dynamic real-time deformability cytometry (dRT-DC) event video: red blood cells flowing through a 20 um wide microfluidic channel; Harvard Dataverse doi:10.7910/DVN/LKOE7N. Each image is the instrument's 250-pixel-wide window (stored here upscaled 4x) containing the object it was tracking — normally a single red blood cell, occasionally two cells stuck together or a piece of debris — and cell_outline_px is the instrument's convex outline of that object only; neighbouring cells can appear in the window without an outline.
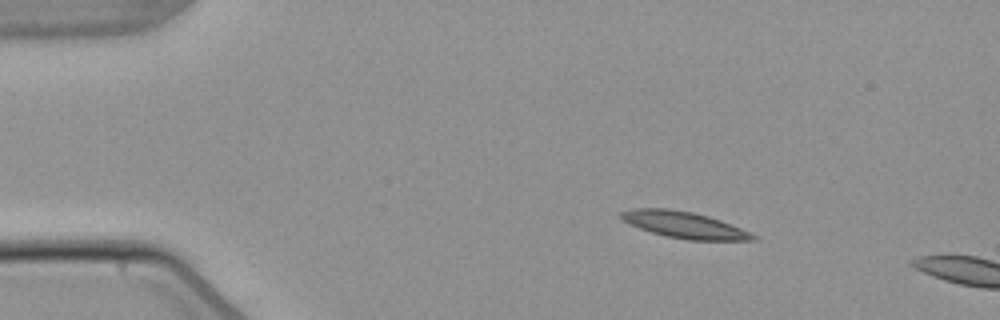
{"species": "common noctule bat (a hibernating species)", "species_latin": "Nyctalus noctula", "temperature_condition": "warm", "stored_images_in_passage": 2, "camera_frame_rate_fps": 3000, "um_per_image_px": 0.085, "animal": {"sex": "male", "body_mass_g": 21.5, "forearm_length_mm": 52.0}, "frame": {"image": 1, "passage_image": 1, "time_ms": 0.0, "image_size_px": [1000, 320], "cell_outline_px": [[756, 240], [688, 240], [668, 236], [652, 232], [640, 228], [624, 220], [620, 216], [620, 212], [636, 208], [668, 208], [692, 212], [708, 216], [720, 220], [740, 228], [756, 236]], "centroid_in_image_um": [58.16, 19.11], "position_along_channel_um": 26.8, "area_um2": 19.88}}